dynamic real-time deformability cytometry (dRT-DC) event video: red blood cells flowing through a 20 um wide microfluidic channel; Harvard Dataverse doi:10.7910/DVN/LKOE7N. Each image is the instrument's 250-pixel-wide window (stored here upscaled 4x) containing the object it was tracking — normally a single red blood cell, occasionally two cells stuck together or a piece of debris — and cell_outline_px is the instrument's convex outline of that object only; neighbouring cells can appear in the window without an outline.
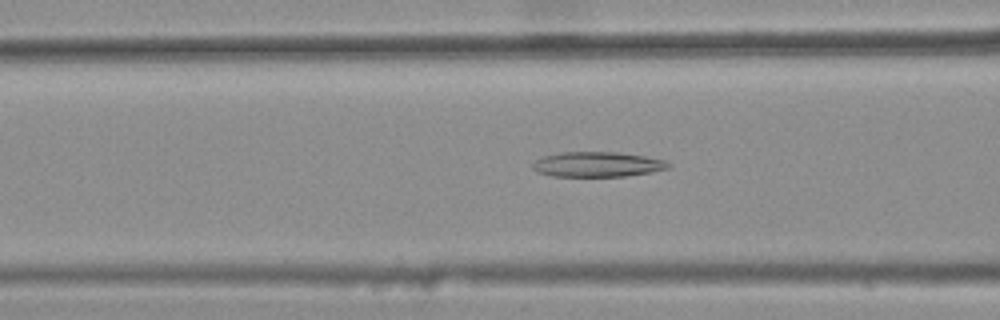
{"species": "common noctule bat (a hibernating species)", "species_latin": "Nyctalus noctula", "temperature_condition": "warm", "stored_images_in_passage": 34, "camera_frame_rate_fps": 3000, "um_per_image_px": 0.085, "animal": {"sex": "female", "body_mass_g": 25.1}, "frame": {"image": 1, "passage_image": 8, "time_ms": 2.333, "image_size_px": [1000, 320], "cell_outline_px": [[672, 164], [668, 168], [648, 172], [624, 176], [552, 176], [536, 172], [532, 168], [532, 164], [536, 160], [544, 156], [560, 152], [616, 152], [644, 156], [664, 160]], "centroid_in_image_um": [50.74, 13.97], "position_along_channel_um": 115.9, "area_um2": 19.65}}
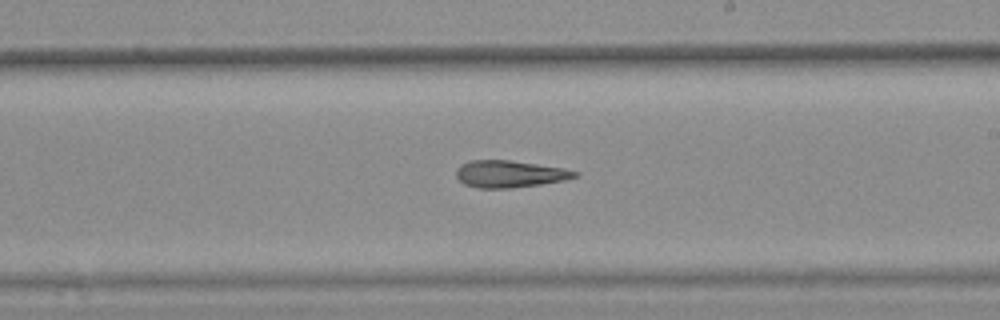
{"frame": {"image": 2, "passage_image": 18, "time_ms": 5.667, "image_size_px": [1000, 320], "cell_outline_px": [[580, 172], [576, 176], [564, 180], [540, 184], [512, 188], [480, 188], [464, 184], [456, 176], [456, 168], [460, 164], [472, 160], [508, 160], [536, 164], [560, 168]], "centroid_in_image_um": [43.27, 14.79], "position_along_channel_um": 245.7, "area_um2": 18.44}}
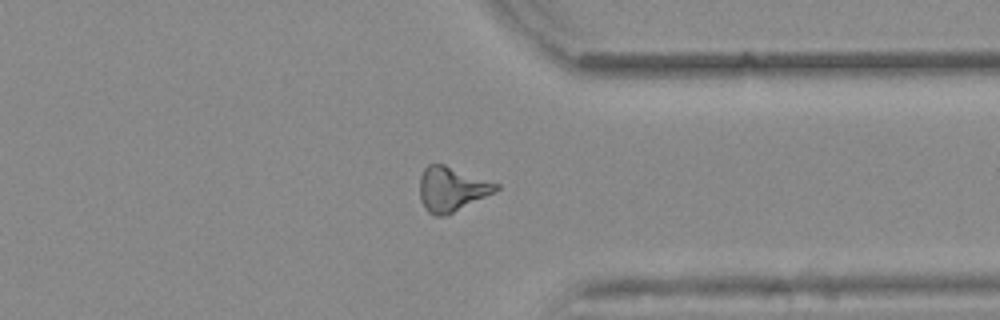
{"frame": {"image": 3, "passage_image": 28, "time_ms": 9.0, "image_size_px": [1000, 320], "cell_outline_px": [[500, 188], [448, 216], [436, 216], [428, 212], [424, 208], [420, 200], [420, 176], [424, 168], [428, 164], [444, 164], [500, 184]], "centroid_in_image_um": [38.36, 16.08], "position_along_channel_um": 373.0, "area_um2": 19.83}}